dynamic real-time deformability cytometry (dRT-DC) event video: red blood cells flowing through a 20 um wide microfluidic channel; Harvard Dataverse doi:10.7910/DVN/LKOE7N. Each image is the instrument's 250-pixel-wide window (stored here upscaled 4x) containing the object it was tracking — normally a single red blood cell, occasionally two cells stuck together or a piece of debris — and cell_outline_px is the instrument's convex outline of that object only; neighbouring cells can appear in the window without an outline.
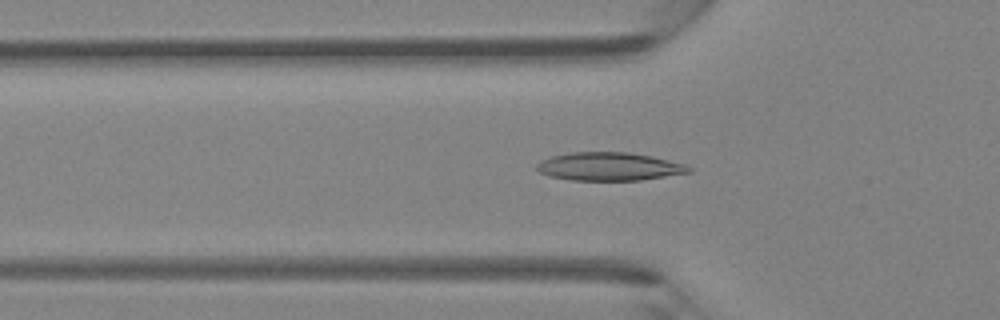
{"species": "Egyptian fruit bat (a non-hibernating species)", "species_latin": "Rousettus aegyptiacus", "temperature_condition": "room temperature", "stored_images_in_passage": 45, "segment_of_instrument_passage": [1, 2], "camera_frame_rate_fps": 3000, "um_per_image_px": 0.085, "animal": {"sex": "female"}, "frame": {"image": 1, "passage_image": 14, "time_ms": 4.333, "image_size_px": [1000, 320], "cell_outline_px": [[692, 172], [640, 180], [572, 180], [548, 176], [540, 172], [536, 168], [536, 164], [540, 160], [552, 156], [572, 152], [628, 152], [652, 156], [684, 164], [692, 168]], "centroid_in_image_um": [51.76, 14.15], "position_along_channel_um": 74.0, "area_um2": 24.97}}
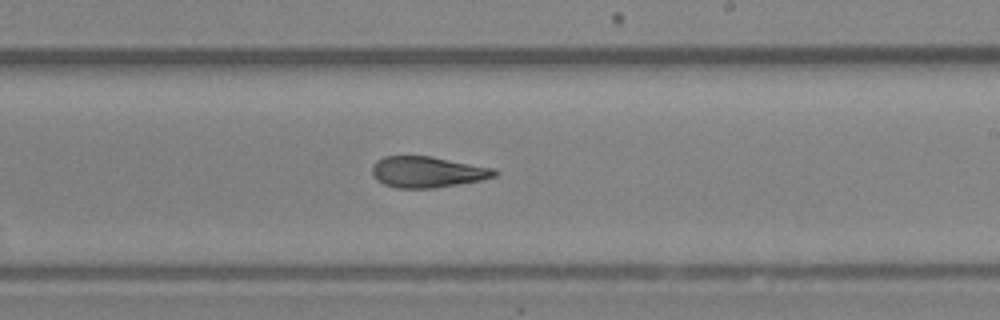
{"frame": {"image": 2, "passage_image": 26, "time_ms": 8.333, "image_size_px": [1000, 320], "cell_outline_px": [[500, 172], [496, 176], [480, 180], [432, 188], [396, 188], [384, 184], [376, 180], [372, 172], [372, 164], [376, 160], [384, 156], [432, 156], [496, 168]], "centroid_in_image_um": [36.34, 14.6], "position_along_channel_um": 252.7, "area_um2": 22.31}}
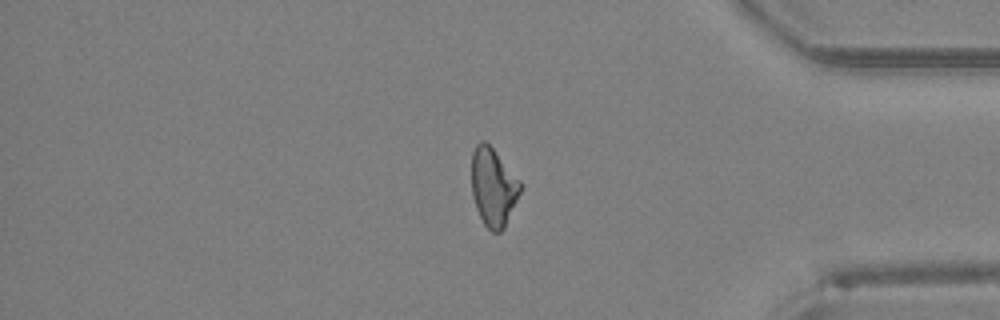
{"frame": {"image": 3, "passage_image": 37, "time_ms": 12.0, "image_size_px": [1000, 320], "cell_outline_px": [[520, 192], [504, 228], [500, 232], [492, 232], [484, 224], [476, 208], [472, 196], [472, 152], [476, 144], [480, 140], [484, 140], [492, 148], [520, 180]], "centroid_in_image_um": [41.9, 15.9], "position_along_channel_um": 393.3, "area_um2": 21.91}}